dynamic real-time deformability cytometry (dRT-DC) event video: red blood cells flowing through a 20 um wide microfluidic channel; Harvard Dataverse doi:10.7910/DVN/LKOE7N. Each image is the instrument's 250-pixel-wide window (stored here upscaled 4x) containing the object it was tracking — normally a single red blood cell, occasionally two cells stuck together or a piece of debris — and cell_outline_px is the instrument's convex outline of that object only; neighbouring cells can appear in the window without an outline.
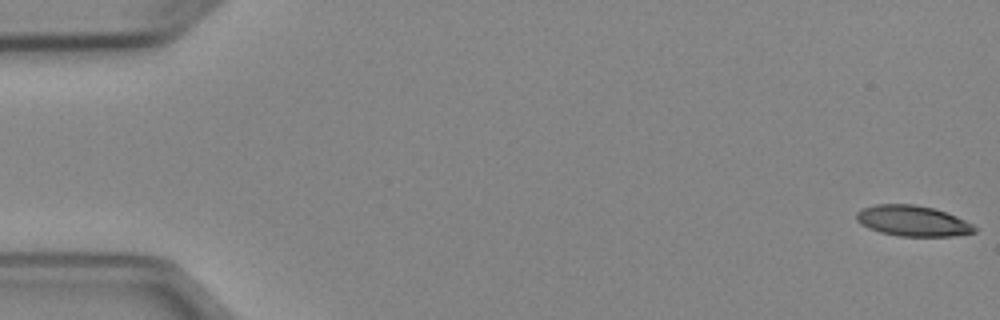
{"species": "Egyptian fruit bat (a non-hibernating species)", "species_latin": "Rousettus aegyptiacus", "temperature_condition": "cold", "stored_images_in_passage": 52, "camera_frame_rate_fps": 3000, "um_per_image_px": 0.085, "animal": {"sex": "female"}, "frame": {"image": 1, "passage_image": 1, "time_ms": 0.0, "image_size_px": [1000, 320], "cell_outline_px": [[980, 228], [976, 232], [952, 236], [900, 236], [880, 232], [868, 228], [860, 224], [856, 220], [856, 212], [864, 208], [876, 204], [916, 204], [932, 208], [956, 216]], "centroid_in_image_um": [77.58, 18.78], "position_along_channel_um": 7.4, "area_um2": 21.1}}
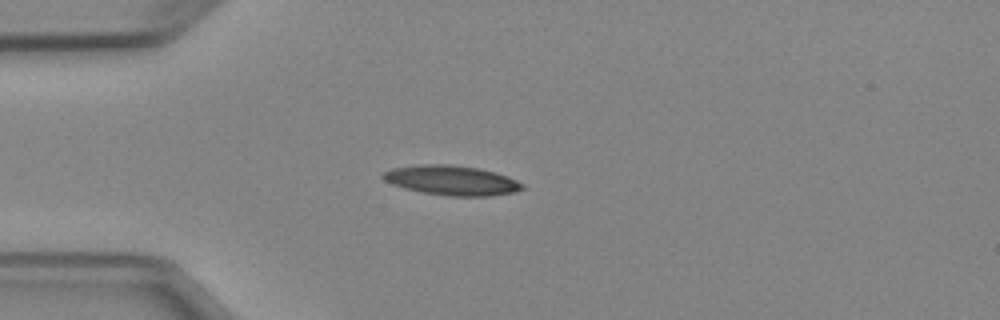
{"frame": {"image": 2, "passage_image": 14, "time_ms": 4.333, "image_size_px": [1000, 320], "cell_outline_px": [[524, 188], [512, 192], [488, 196], [448, 196], [424, 192], [404, 188], [392, 184], [384, 180], [380, 176], [384, 172], [392, 168], [424, 164], [452, 164], [480, 168], [508, 176], [524, 184]], "centroid_in_image_um": [38.39, 15.32], "position_along_channel_um": 46.6, "area_um2": 24.04}}
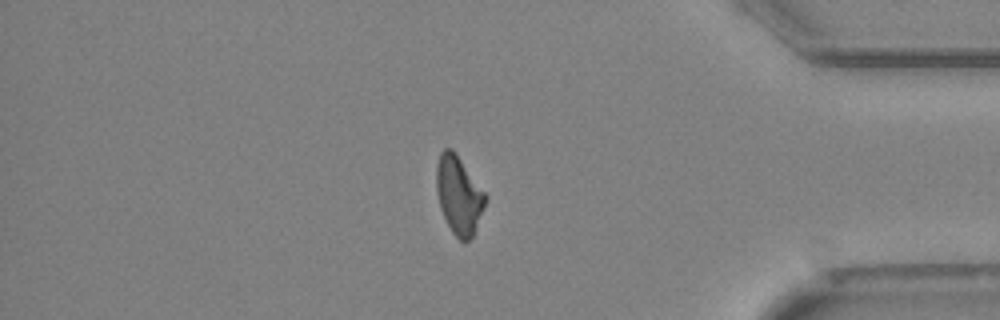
{"frame": {"image": 3, "passage_image": 44, "time_ms": 14.333, "image_size_px": [1000, 320], "cell_outline_px": [[488, 196], [484, 208], [472, 236], [468, 240], [460, 240], [452, 232], [440, 208], [436, 188], [436, 164], [440, 152], [444, 148], [452, 148], [456, 152]], "centroid_in_image_um": [38.99, 16.53], "position_along_channel_um": 396.2, "area_um2": 22.25}, "authors_computed_cell_mechanics": {"area_um2": 22.8021, "velocity_mm_per_s": 3.9499, "shape_relaxation_time_tau1_ms": 10.7335, "shape_relaxation_time_tau2_ms": 8.7627, "deformation_change_tau1": 0.2317, "deformation_change_tau2": 0.194}}